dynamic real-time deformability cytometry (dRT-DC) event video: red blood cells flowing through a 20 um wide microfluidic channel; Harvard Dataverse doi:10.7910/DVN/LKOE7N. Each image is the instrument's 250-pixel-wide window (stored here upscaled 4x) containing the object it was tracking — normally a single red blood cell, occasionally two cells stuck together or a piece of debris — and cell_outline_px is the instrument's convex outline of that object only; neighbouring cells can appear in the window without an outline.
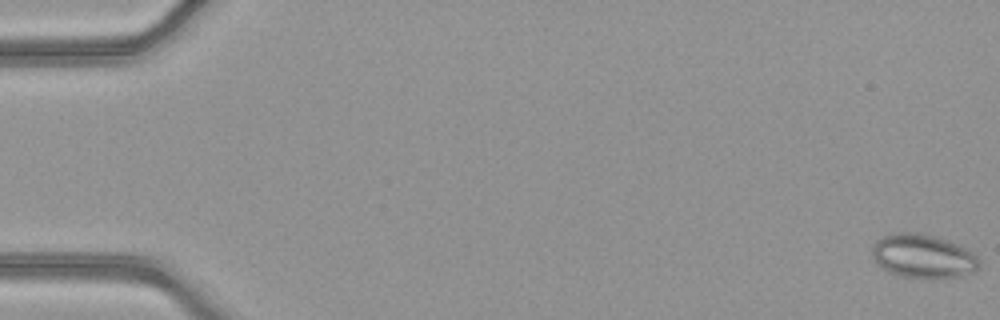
{"species": "common noctule bat (a hibernating species)", "species_latin": "Nyctalus noctula", "temperature_condition": "warm", "stored_images_in_passage": 52, "camera_frame_rate_fps": 3000, "um_per_image_px": 0.085, "animal": {"sex": "female", "body_mass_g": 21.9}, "frame": {"image": 1, "passage_image": 1, "time_ms": 0.0, "image_size_px": [1000, 320], "cell_outline_px": [[980, 264], [976, 272], [964, 276], [896, 276], [888, 272], [876, 264], [872, 256], [872, 244], [880, 236], [896, 232], [920, 232], [936, 236], [960, 244], [968, 248], [980, 260]], "centroid_in_image_um": [78.45, 21.73], "position_along_channel_um": 6.6, "area_um2": 27.63}}
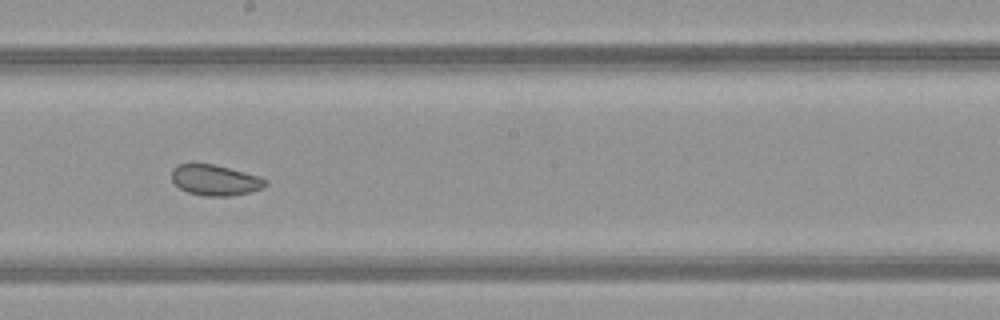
{"frame": {"image": 2, "passage_image": 30, "time_ms": 9.667, "image_size_px": [1000, 320], "cell_outline_px": [[268, 184], [264, 188], [252, 192], [232, 196], [204, 196], [188, 192], [180, 188], [172, 180], [172, 168], [180, 164], [212, 164], [260, 176], [268, 180]], "centroid_in_image_um": [18.34, 15.33], "position_along_channel_um": 229.9, "area_um2": 16.82}}
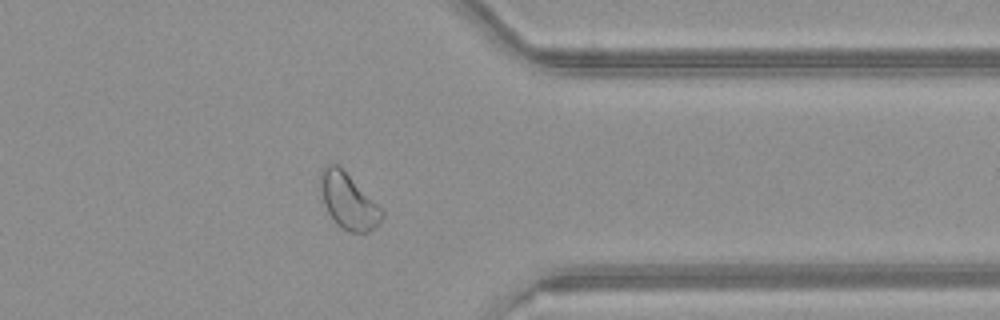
{"frame": {"image": 3, "passage_image": 42, "time_ms": 13.667, "image_size_px": [1000, 320], "cell_outline_px": [[384, 216], [368, 232], [348, 232], [336, 224], [328, 212], [324, 204], [320, 188], [320, 172], [328, 164], [336, 164], [384, 208]], "centroid_in_image_um": [29.62, 17.11], "position_along_channel_um": 381.8, "area_um2": 19.77}, "authors_computed_cell_mechanics": {"area_um2": 21.9351, "velocity_mm_per_s": 4.0223, "shape_relaxation_time_tau1_ms": null, "shape_relaxation_time_tau2_ms": 2.9999, "deformation_change_tau1": null, "deformation_change_tau2": 0.0738}}